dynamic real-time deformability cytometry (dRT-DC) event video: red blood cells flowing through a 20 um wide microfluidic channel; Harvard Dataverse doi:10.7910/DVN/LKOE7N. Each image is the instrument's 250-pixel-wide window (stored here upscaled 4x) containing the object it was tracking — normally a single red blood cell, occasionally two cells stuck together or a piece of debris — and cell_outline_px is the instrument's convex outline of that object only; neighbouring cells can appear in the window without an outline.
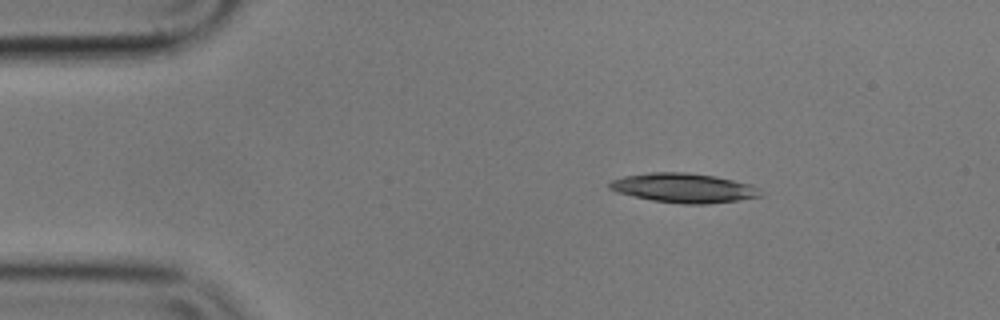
{"species": "common noctule bat (a hibernating species)", "species_latin": "Nyctalus noctula", "temperature_condition": "cold", "stored_images_in_passage": 47, "camera_frame_rate_fps": 3000, "um_per_image_px": 0.085, "animal": {"sex": "male", "body_mass_g": 17.9}, "frame": {"image": 1, "passage_image": 1, "time_ms": 0.0, "image_size_px": [1000, 320], "cell_outline_px": [[764, 196], [708, 204], [680, 204], [652, 200], [616, 192], [608, 188], [608, 184], [612, 180], [624, 176], [652, 172], [688, 172], [716, 176], [752, 184]], "centroid_in_image_um": [58.11, 15.97], "position_along_channel_um": 26.9, "area_um2": 25.89}}
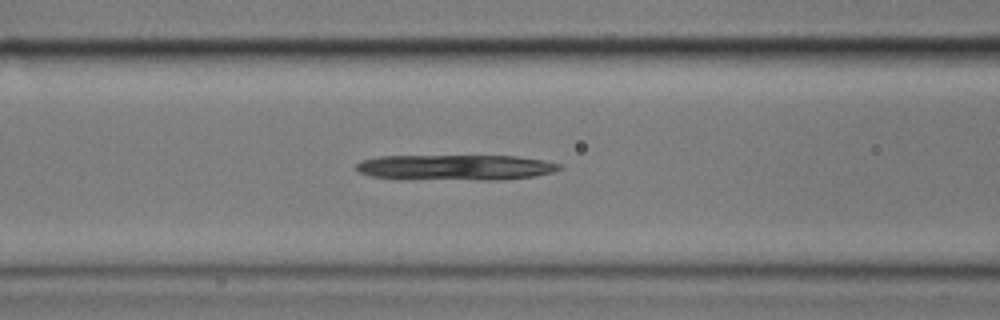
{"frame": {"image": 2, "passage_image": 14, "time_ms": 4.333, "image_size_px": [1000, 320], "cell_outline_px": [[564, 168], [552, 172], [536, 176], [504, 180], [480, 180], [372, 176], [360, 172], [356, 168], [356, 164], [360, 160], [380, 156], [516, 156], [544, 160], [564, 164]], "centroid_in_image_um": [38.87, 14.21], "position_along_channel_um": 127.7, "area_um2": 29.94}}
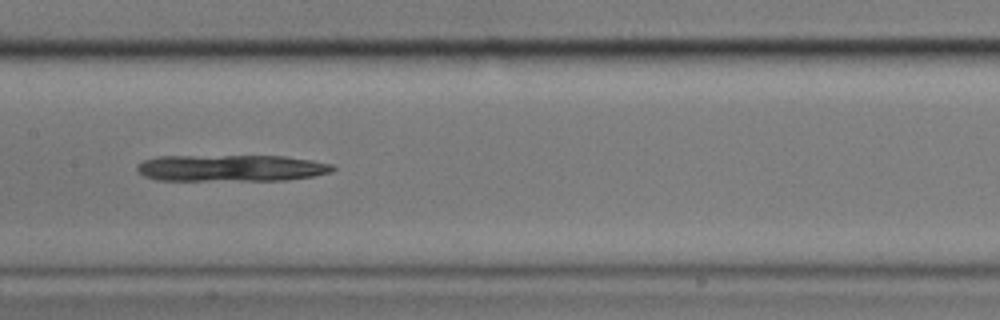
{"frame": {"image": 3, "passage_image": 19, "time_ms": 6.0, "image_size_px": [1000, 320], "cell_outline_px": [[336, 168], [332, 172], [312, 176], [284, 180], [156, 180], [144, 176], [136, 172], [136, 164], [144, 160], [156, 156], [284, 156], [312, 160], [332, 164]], "centroid_in_image_um": [19.6, 14.28], "position_along_channel_um": 187.8, "area_um2": 30.52}}